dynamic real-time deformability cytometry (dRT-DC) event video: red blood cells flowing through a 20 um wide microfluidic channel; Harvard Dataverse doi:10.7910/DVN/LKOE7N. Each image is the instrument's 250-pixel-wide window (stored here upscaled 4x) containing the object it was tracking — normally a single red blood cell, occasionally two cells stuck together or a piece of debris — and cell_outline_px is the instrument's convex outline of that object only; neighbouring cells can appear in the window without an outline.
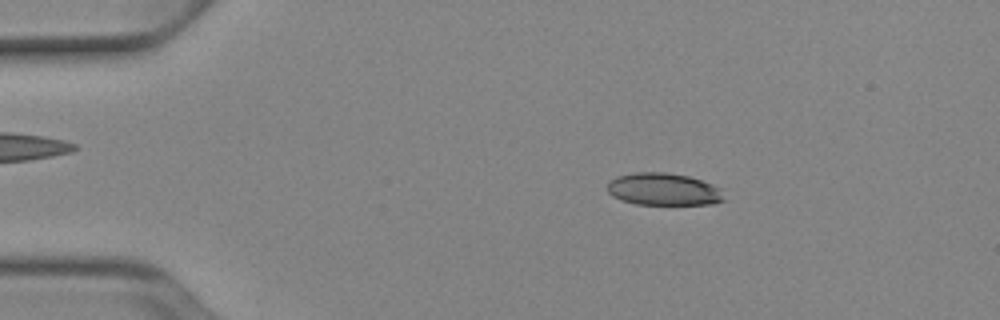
{"species": "Egyptian fruit bat (a non-hibernating species)", "species_latin": "Rousettus aegyptiacus", "temperature_condition": "cold", "stored_images_in_passage": 50, "camera_frame_rate_fps": 3000, "um_per_image_px": 0.085, "animal": {"sex": "female"}, "frame": {"image": 1, "passage_image": 8, "time_ms": 2.333, "image_size_px": [1000, 320], "cell_outline_px": [[728, 200], [712, 204], [636, 204], [620, 200], [612, 196], [608, 192], [608, 184], [616, 176], [636, 172], [668, 172], [688, 176], [712, 184], [720, 188]], "centroid_in_image_um": [56.43, 16.09], "position_along_channel_um": 28.6, "area_um2": 22.14}}
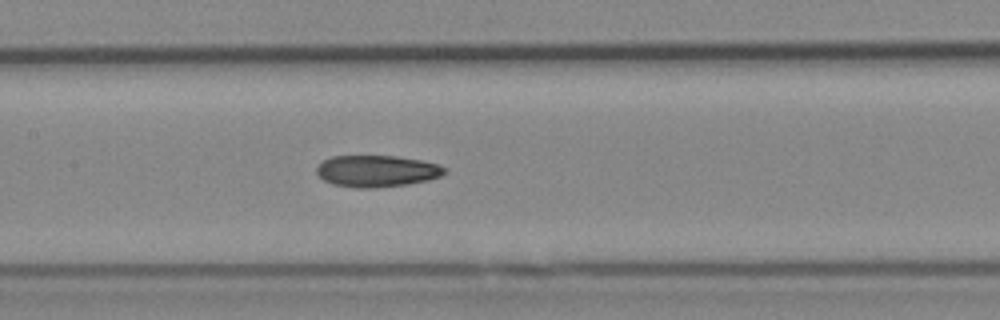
{"frame": {"image": 2, "passage_image": 24, "time_ms": 7.667, "image_size_px": [1000, 320], "cell_outline_px": [[448, 172], [440, 176], [428, 180], [408, 184], [376, 188], [352, 188], [332, 184], [324, 180], [316, 172], [316, 168], [324, 160], [332, 156], [396, 156], [420, 160], [436, 164], [448, 168]], "centroid_in_image_um": [32.04, 14.55], "position_along_channel_um": 175.4, "area_um2": 23.7}}
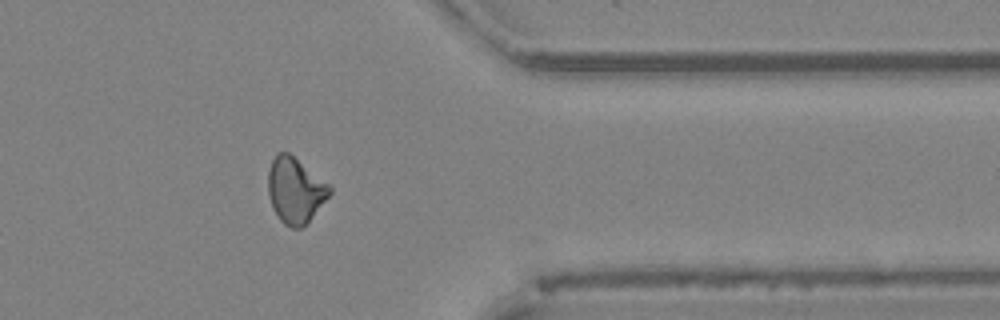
{"frame": {"image": 3, "passage_image": 41, "time_ms": 13.333, "image_size_px": [1000, 320], "cell_outline_px": [[332, 192], [308, 220], [300, 228], [292, 228], [284, 224], [280, 220], [272, 208], [268, 196], [268, 172], [272, 160], [276, 152], [288, 152], [328, 184], [332, 188]], "centroid_in_image_um": [25.05, 16.17], "position_along_channel_um": 386.3, "area_um2": 23.12}, "authors_computed_cell_mechanics": {"area_um2": 23.3223, "velocity_mm_per_s": 3.9202, "shape_relaxation_time_tau1_ms": 4.121, "shape_relaxation_time_tau2_ms": 4.2636, "deformation_change_tau1": 0.1234, "deformation_change_tau2": 0.1177}}